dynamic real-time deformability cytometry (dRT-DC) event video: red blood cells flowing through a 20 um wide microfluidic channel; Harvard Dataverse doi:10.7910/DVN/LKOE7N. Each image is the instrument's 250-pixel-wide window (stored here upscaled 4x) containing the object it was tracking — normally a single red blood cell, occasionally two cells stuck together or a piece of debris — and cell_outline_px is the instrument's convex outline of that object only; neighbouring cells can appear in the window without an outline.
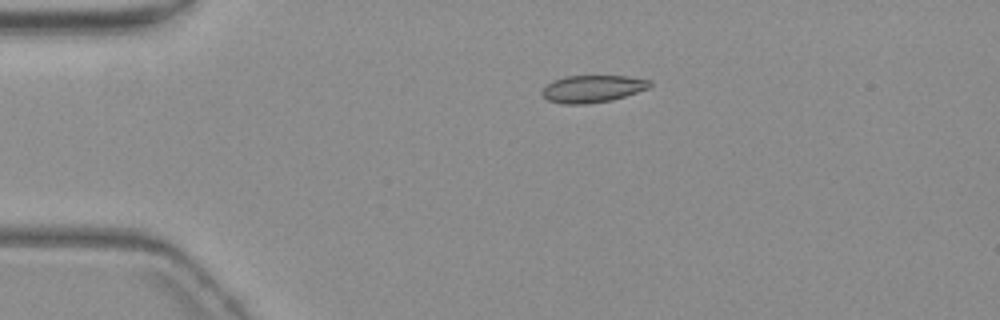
{"species": "common noctule bat (a hibernating species)", "species_latin": "Nyctalus noctula", "temperature_condition": "warm", "stored_images_in_passage": 4, "camera_frame_rate_fps": 3000, "um_per_image_px": 0.085, "animal": {"sex": "female", "body_mass_g": 19.3, "forearm_length_mm": 54.1}, "frame": {"image": 1, "passage_image": 1, "time_ms": 0.0, "image_size_px": [1000, 320], "cell_outline_px": [[652, 84], [648, 88], [612, 100], [584, 104], [564, 104], [548, 100], [540, 92], [544, 84], [552, 80], [564, 76], [628, 76], [652, 80]], "centroid_in_image_um": [50.32, 7.53], "position_along_channel_um": 34.7, "area_um2": 17.22}}
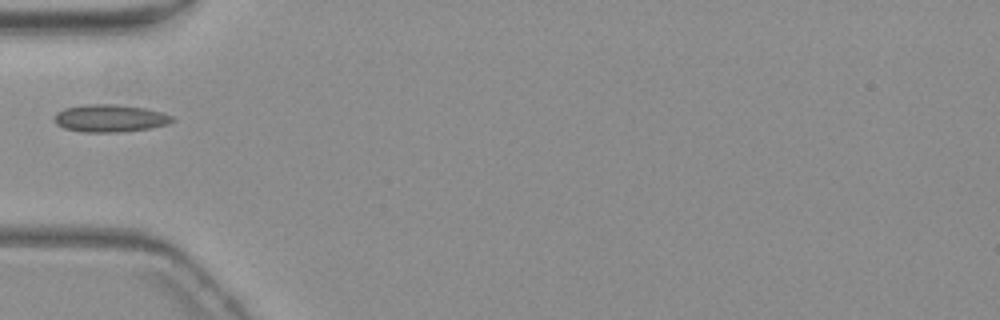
{"frame": {"image": 2, "passage_image": 3, "time_ms": 2.333, "image_size_px": [1000, 320], "cell_outline_px": [[176, 120], [168, 124], [148, 128], [120, 132], [84, 132], [64, 128], [56, 124], [52, 120], [52, 116], [56, 112], [64, 108], [84, 104], [116, 104], [144, 108], [160, 112], [172, 116]], "centroid_in_image_um": [9.29, 10.05], "position_along_channel_um": 75.7, "area_um2": 19.02}}
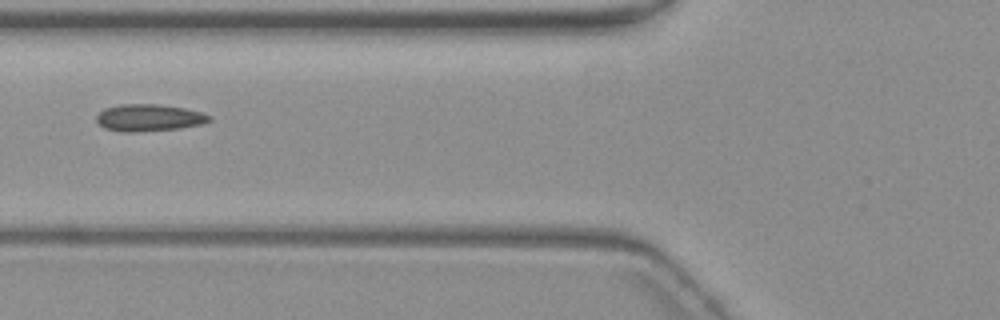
{"frame": {"image": 3, "passage_image": 4, "time_ms": 3.333, "image_size_px": [1000, 320], "cell_outline_px": [[212, 120], [200, 124], [180, 128], [132, 132], [124, 132], [104, 128], [96, 120], [96, 116], [104, 108], [120, 104], [156, 104], [184, 108], [200, 112], [212, 116]], "centroid_in_image_um": [12.65, 10.0], "position_along_channel_um": 113.2, "area_um2": 17.63}}